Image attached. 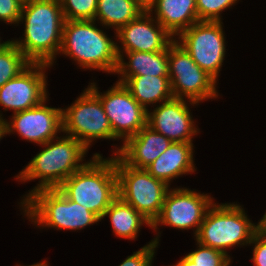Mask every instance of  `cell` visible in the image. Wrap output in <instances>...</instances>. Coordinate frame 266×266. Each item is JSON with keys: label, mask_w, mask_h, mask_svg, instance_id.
Masks as SVG:
<instances>
[{"label": "cell", "mask_w": 266, "mask_h": 266, "mask_svg": "<svg viewBox=\"0 0 266 266\" xmlns=\"http://www.w3.org/2000/svg\"><path fill=\"white\" fill-rule=\"evenodd\" d=\"M21 204L31 222L57 230H80L101 221L96 214L68 199L57 188L33 191Z\"/></svg>", "instance_id": "5b68a950"}, {"label": "cell", "mask_w": 266, "mask_h": 266, "mask_svg": "<svg viewBox=\"0 0 266 266\" xmlns=\"http://www.w3.org/2000/svg\"><path fill=\"white\" fill-rule=\"evenodd\" d=\"M51 65L31 63L18 76L0 87V105L14 113L38 106L47 100L45 68ZM0 118L2 115L0 114Z\"/></svg>", "instance_id": "4fadbf2b"}, {"label": "cell", "mask_w": 266, "mask_h": 266, "mask_svg": "<svg viewBox=\"0 0 266 266\" xmlns=\"http://www.w3.org/2000/svg\"><path fill=\"white\" fill-rule=\"evenodd\" d=\"M255 244L253 258L255 266H266V232L259 229L253 236L250 244Z\"/></svg>", "instance_id": "f546056e"}, {"label": "cell", "mask_w": 266, "mask_h": 266, "mask_svg": "<svg viewBox=\"0 0 266 266\" xmlns=\"http://www.w3.org/2000/svg\"><path fill=\"white\" fill-rule=\"evenodd\" d=\"M121 50L117 45L118 63L115 73L122 75L118 83L123 84L131 76H168V47L158 52H125L128 63L124 62Z\"/></svg>", "instance_id": "ffe728a7"}, {"label": "cell", "mask_w": 266, "mask_h": 266, "mask_svg": "<svg viewBox=\"0 0 266 266\" xmlns=\"http://www.w3.org/2000/svg\"><path fill=\"white\" fill-rule=\"evenodd\" d=\"M29 266H48V264H47V262L43 261V262L36 263V264L34 263L33 265H29Z\"/></svg>", "instance_id": "836d02e7"}, {"label": "cell", "mask_w": 266, "mask_h": 266, "mask_svg": "<svg viewBox=\"0 0 266 266\" xmlns=\"http://www.w3.org/2000/svg\"><path fill=\"white\" fill-rule=\"evenodd\" d=\"M186 100L172 98L156 107L153 112L147 111V125L171 142L192 143L193 135L198 129L194 126Z\"/></svg>", "instance_id": "9a60e30c"}, {"label": "cell", "mask_w": 266, "mask_h": 266, "mask_svg": "<svg viewBox=\"0 0 266 266\" xmlns=\"http://www.w3.org/2000/svg\"><path fill=\"white\" fill-rule=\"evenodd\" d=\"M123 84L146 111L148 104L174 98L169 76H131Z\"/></svg>", "instance_id": "44dd1931"}, {"label": "cell", "mask_w": 266, "mask_h": 266, "mask_svg": "<svg viewBox=\"0 0 266 266\" xmlns=\"http://www.w3.org/2000/svg\"><path fill=\"white\" fill-rule=\"evenodd\" d=\"M193 143L171 142L169 147L146 170L168 186L178 176L195 171Z\"/></svg>", "instance_id": "d6986e66"}, {"label": "cell", "mask_w": 266, "mask_h": 266, "mask_svg": "<svg viewBox=\"0 0 266 266\" xmlns=\"http://www.w3.org/2000/svg\"><path fill=\"white\" fill-rule=\"evenodd\" d=\"M16 112L10 122L6 121V134L16 131L21 138L40 145L55 139L62 132V109L45 105Z\"/></svg>", "instance_id": "5bb4252c"}, {"label": "cell", "mask_w": 266, "mask_h": 266, "mask_svg": "<svg viewBox=\"0 0 266 266\" xmlns=\"http://www.w3.org/2000/svg\"><path fill=\"white\" fill-rule=\"evenodd\" d=\"M150 15L151 13L146 9L116 32L124 52H158L165 50L175 40Z\"/></svg>", "instance_id": "2e32d148"}, {"label": "cell", "mask_w": 266, "mask_h": 266, "mask_svg": "<svg viewBox=\"0 0 266 266\" xmlns=\"http://www.w3.org/2000/svg\"><path fill=\"white\" fill-rule=\"evenodd\" d=\"M56 139V143L53 142L54 139L44 143V150L34 156L24 170L16 176L24 182L41 179L40 183L25 195L26 198L39 189L58 188L68 177L88 163H80L88 151L80 141L68 135Z\"/></svg>", "instance_id": "3957f363"}, {"label": "cell", "mask_w": 266, "mask_h": 266, "mask_svg": "<svg viewBox=\"0 0 266 266\" xmlns=\"http://www.w3.org/2000/svg\"><path fill=\"white\" fill-rule=\"evenodd\" d=\"M30 64L31 62L20 49L9 40L0 49V87L10 79L18 76Z\"/></svg>", "instance_id": "cb8c5ba5"}, {"label": "cell", "mask_w": 266, "mask_h": 266, "mask_svg": "<svg viewBox=\"0 0 266 266\" xmlns=\"http://www.w3.org/2000/svg\"><path fill=\"white\" fill-rule=\"evenodd\" d=\"M114 156L118 196L153 224L161 213L170 186L146 169L128 166L117 155Z\"/></svg>", "instance_id": "52a82bcc"}, {"label": "cell", "mask_w": 266, "mask_h": 266, "mask_svg": "<svg viewBox=\"0 0 266 266\" xmlns=\"http://www.w3.org/2000/svg\"><path fill=\"white\" fill-rule=\"evenodd\" d=\"M213 203L209 195L187 188L168 190L161 213L153 222L151 229H157L159 224L181 230L195 227L196 236L207 210Z\"/></svg>", "instance_id": "7c38bea8"}, {"label": "cell", "mask_w": 266, "mask_h": 266, "mask_svg": "<svg viewBox=\"0 0 266 266\" xmlns=\"http://www.w3.org/2000/svg\"><path fill=\"white\" fill-rule=\"evenodd\" d=\"M145 7L152 1V0H139Z\"/></svg>", "instance_id": "e575fe53"}, {"label": "cell", "mask_w": 266, "mask_h": 266, "mask_svg": "<svg viewBox=\"0 0 266 266\" xmlns=\"http://www.w3.org/2000/svg\"><path fill=\"white\" fill-rule=\"evenodd\" d=\"M174 38L198 22L196 0H152L146 7Z\"/></svg>", "instance_id": "ac0fdd59"}, {"label": "cell", "mask_w": 266, "mask_h": 266, "mask_svg": "<svg viewBox=\"0 0 266 266\" xmlns=\"http://www.w3.org/2000/svg\"><path fill=\"white\" fill-rule=\"evenodd\" d=\"M59 53L85 69L115 73L117 68V43L95 26V20H65Z\"/></svg>", "instance_id": "277c9868"}, {"label": "cell", "mask_w": 266, "mask_h": 266, "mask_svg": "<svg viewBox=\"0 0 266 266\" xmlns=\"http://www.w3.org/2000/svg\"><path fill=\"white\" fill-rule=\"evenodd\" d=\"M25 0H0V20L18 24Z\"/></svg>", "instance_id": "f1b7e54d"}, {"label": "cell", "mask_w": 266, "mask_h": 266, "mask_svg": "<svg viewBox=\"0 0 266 266\" xmlns=\"http://www.w3.org/2000/svg\"><path fill=\"white\" fill-rule=\"evenodd\" d=\"M173 266H196L187 256L183 257L176 265Z\"/></svg>", "instance_id": "4dcf8cb0"}, {"label": "cell", "mask_w": 266, "mask_h": 266, "mask_svg": "<svg viewBox=\"0 0 266 266\" xmlns=\"http://www.w3.org/2000/svg\"><path fill=\"white\" fill-rule=\"evenodd\" d=\"M238 0H196L199 21H221V12Z\"/></svg>", "instance_id": "4316f807"}, {"label": "cell", "mask_w": 266, "mask_h": 266, "mask_svg": "<svg viewBox=\"0 0 266 266\" xmlns=\"http://www.w3.org/2000/svg\"><path fill=\"white\" fill-rule=\"evenodd\" d=\"M168 76L174 98L185 96L193 106L218 97L217 81L195 63L176 39L168 46Z\"/></svg>", "instance_id": "9c48e42d"}, {"label": "cell", "mask_w": 266, "mask_h": 266, "mask_svg": "<svg viewBox=\"0 0 266 266\" xmlns=\"http://www.w3.org/2000/svg\"><path fill=\"white\" fill-rule=\"evenodd\" d=\"M257 225L259 228H266V213L263 215L262 219Z\"/></svg>", "instance_id": "d6a6232c"}, {"label": "cell", "mask_w": 266, "mask_h": 266, "mask_svg": "<svg viewBox=\"0 0 266 266\" xmlns=\"http://www.w3.org/2000/svg\"><path fill=\"white\" fill-rule=\"evenodd\" d=\"M158 243L159 237L157 236L148 245L128 256L119 266H152L151 263Z\"/></svg>", "instance_id": "83f0119b"}, {"label": "cell", "mask_w": 266, "mask_h": 266, "mask_svg": "<svg viewBox=\"0 0 266 266\" xmlns=\"http://www.w3.org/2000/svg\"><path fill=\"white\" fill-rule=\"evenodd\" d=\"M23 20L24 40L12 42L31 63L52 65L61 49L65 23L60 1L25 0L19 22Z\"/></svg>", "instance_id": "6da1fadb"}, {"label": "cell", "mask_w": 266, "mask_h": 266, "mask_svg": "<svg viewBox=\"0 0 266 266\" xmlns=\"http://www.w3.org/2000/svg\"><path fill=\"white\" fill-rule=\"evenodd\" d=\"M170 144L167 137L146 124L136 135L123 142L114 155L128 166L146 169Z\"/></svg>", "instance_id": "e0dca14e"}, {"label": "cell", "mask_w": 266, "mask_h": 266, "mask_svg": "<svg viewBox=\"0 0 266 266\" xmlns=\"http://www.w3.org/2000/svg\"><path fill=\"white\" fill-rule=\"evenodd\" d=\"M62 132L87 149L96 139H115L100 98L87 87L68 108L62 109Z\"/></svg>", "instance_id": "ba28073f"}, {"label": "cell", "mask_w": 266, "mask_h": 266, "mask_svg": "<svg viewBox=\"0 0 266 266\" xmlns=\"http://www.w3.org/2000/svg\"><path fill=\"white\" fill-rule=\"evenodd\" d=\"M6 134V120L0 118V139Z\"/></svg>", "instance_id": "1f68e13d"}, {"label": "cell", "mask_w": 266, "mask_h": 266, "mask_svg": "<svg viewBox=\"0 0 266 266\" xmlns=\"http://www.w3.org/2000/svg\"><path fill=\"white\" fill-rule=\"evenodd\" d=\"M65 20H94L98 0H59Z\"/></svg>", "instance_id": "d4e9b609"}, {"label": "cell", "mask_w": 266, "mask_h": 266, "mask_svg": "<svg viewBox=\"0 0 266 266\" xmlns=\"http://www.w3.org/2000/svg\"><path fill=\"white\" fill-rule=\"evenodd\" d=\"M93 82L88 86L101 100L113 135L125 142L147 124V111L134 99L124 84L116 83L100 94Z\"/></svg>", "instance_id": "8fae6325"}, {"label": "cell", "mask_w": 266, "mask_h": 266, "mask_svg": "<svg viewBox=\"0 0 266 266\" xmlns=\"http://www.w3.org/2000/svg\"><path fill=\"white\" fill-rule=\"evenodd\" d=\"M258 230V225L248 219L239 204L213 203L207 210L195 237L197 243L228 255L227 248L250 244Z\"/></svg>", "instance_id": "8992f818"}, {"label": "cell", "mask_w": 266, "mask_h": 266, "mask_svg": "<svg viewBox=\"0 0 266 266\" xmlns=\"http://www.w3.org/2000/svg\"><path fill=\"white\" fill-rule=\"evenodd\" d=\"M145 10L146 7L139 0H98L94 20H100L104 26L114 27L117 32Z\"/></svg>", "instance_id": "603a6c76"}, {"label": "cell", "mask_w": 266, "mask_h": 266, "mask_svg": "<svg viewBox=\"0 0 266 266\" xmlns=\"http://www.w3.org/2000/svg\"><path fill=\"white\" fill-rule=\"evenodd\" d=\"M198 249L186 255L196 266H229L231 259L229 255L200 243Z\"/></svg>", "instance_id": "484cf974"}, {"label": "cell", "mask_w": 266, "mask_h": 266, "mask_svg": "<svg viewBox=\"0 0 266 266\" xmlns=\"http://www.w3.org/2000/svg\"><path fill=\"white\" fill-rule=\"evenodd\" d=\"M221 21H198L178 35L180 44L195 63L216 81L225 57Z\"/></svg>", "instance_id": "30bf717a"}, {"label": "cell", "mask_w": 266, "mask_h": 266, "mask_svg": "<svg viewBox=\"0 0 266 266\" xmlns=\"http://www.w3.org/2000/svg\"><path fill=\"white\" fill-rule=\"evenodd\" d=\"M0 40H1V39H0ZM7 42H8V41H6V42H3V43H2V42H0V49H1V48H2L4 45H6V44H7Z\"/></svg>", "instance_id": "d590c367"}, {"label": "cell", "mask_w": 266, "mask_h": 266, "mask_svg": "<svg viewBox=\"0 0 266 266\" xmlns=\"http://www.w3.org/2000/svg\"><path fill=\"white\" fill-rule=\"evenodd\" d=\"M109 215L113 233L119 238L135 239L143 224L152 227V223L119 196L110 204L102 219Z\"/></svg>", "instance_id": "7402d4cb"}, {"label": "cell", "mask_w": 266, "mask_h": 266, "mask_svg": "<svg viewBox=\"0 0 266 266\" xmlns=\"http://www.w3.org/2000/svg\"><path fill=\"white\" fill-rule=\"evenodd\" d=\"M57 189L102 220L106 209L118 197L115 157L103 159L99 153L94 154L92 160L68 177Z\"/></svg>", "instance_id": "7a4b0ae2"}]
</instances>
